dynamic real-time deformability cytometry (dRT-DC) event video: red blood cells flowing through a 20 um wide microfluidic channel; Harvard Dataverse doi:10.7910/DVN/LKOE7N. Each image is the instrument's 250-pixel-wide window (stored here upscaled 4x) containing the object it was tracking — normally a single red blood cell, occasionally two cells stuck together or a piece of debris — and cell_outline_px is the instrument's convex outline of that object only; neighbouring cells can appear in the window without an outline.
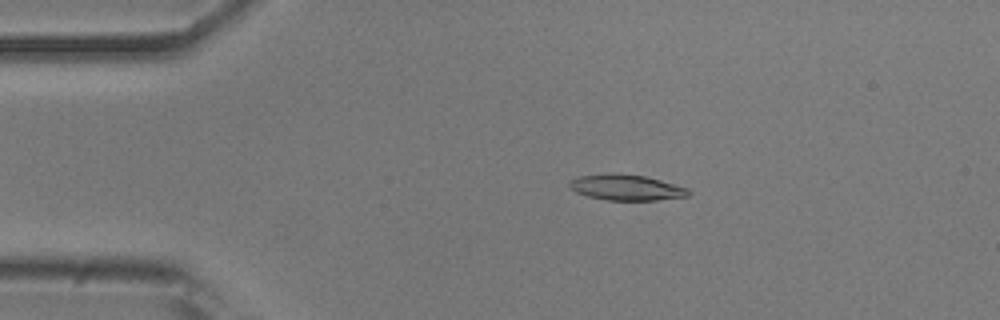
{"species": "common noctule bat (a hibernating species)", "species_latin": "Nyctalus noctula", "temperature_condition": "room temperature", "stored_images_in_passage": 52, "camera_frame_rate_fps": 3000, "um_per_image_px": 0.085, "animal": {"sex": "male", "body_mass_g": 20.5, "forearm_length_mm": 52.5}, "frame": {"image": 1, "passage_image": 10, "time_ms": 3.0, "image_size_px": [1000, 320], "cell_outline_px": [[692, 192], [688, 196], [656, 200], [604, 200], [588, 196], [576, 192], [568, 184], [572, 180], [580, 176], [608, 172], [644, 176], [660, 180], [688, 188]], "centroid_in_image_um": [53.24, 15.93], "position_along_channel_um": 31.8, "area_um2": 17.8}}
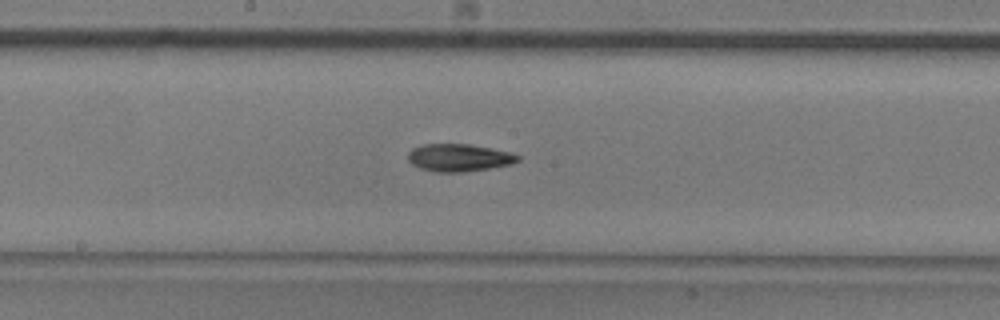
{"frame": {"image": 2, "passage_image": 27, "time_ms": 8.667, "image_size_px": [1000, 320], "cell_outline_px": [[520, 160], [512, 164], [464, 172], [436, 172], [420, 168], [412, 164], [408, 160], [408, 152], [412, 148], [424, 144], [468, 144], [508, 152], [520, 156]], "centroid_in_image_um": [38.98, 13.4], "position_along_channel_um": 209.2, "area_um2": 17.46}}
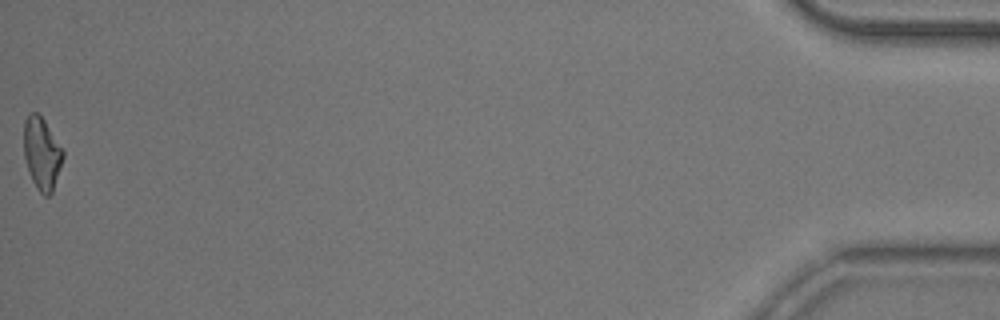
{"frame": {"image": 3, "passage_image": 52, "time_ms": 17.0, "image_size_px": [1000, 320], "cell_outline_px": [[64, 156], [52, 192], [48, 196], [44, 196], [36, 188], [32, 180], [24, 156], [24, 120], [28, 112], [36, 112], [44, 120], [64, 148]], "centroid_in_image_um": [3.56, 13.01], "position_along_channel_um": 431.6, "area_um2": 16.59}, "authors_computed_cell_mechanics": {"area_um2": 17.1377, "velocity_mm_per_s": 3.8905, "shape_relaxation_time_tau1_ms": 4.8679, "shape_relaxation_time_tau2_ms": 5.475, "deformation_change_tau1": 0.1401, "deformation_change_tau2": 0.1445}}